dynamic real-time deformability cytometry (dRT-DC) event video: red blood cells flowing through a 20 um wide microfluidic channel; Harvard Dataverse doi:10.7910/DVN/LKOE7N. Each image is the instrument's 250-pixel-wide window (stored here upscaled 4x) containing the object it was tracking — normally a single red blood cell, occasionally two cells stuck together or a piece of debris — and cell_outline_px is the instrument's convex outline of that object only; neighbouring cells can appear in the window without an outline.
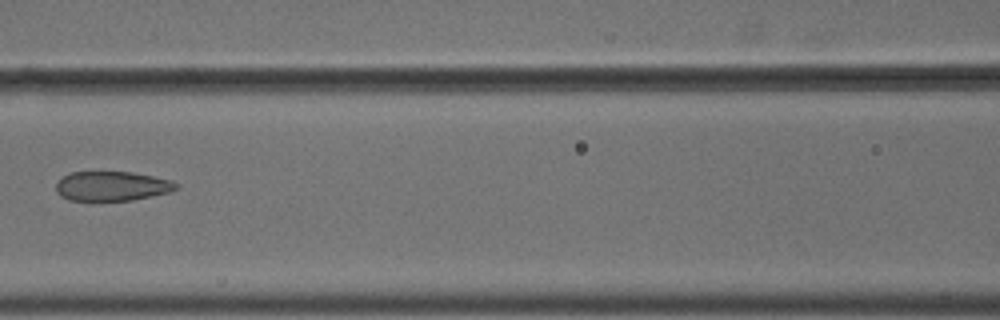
{"species": "common noctule bat (a hibernating species)", "species_latin": "Nyctalus noctula", "temperature_condition": "cold", "stored_images_in_passage": 7, "camera_frame_rate_fps": 3000, "um_per_image_px": 0.085, "animal": {"sex": "male", "body_mass_g": 18.8}, "frame": {"image": 1, "passage_image": 7, "time_ms": 2.0, "image_size_px": [1000, 320], "cell_outline_px": [[176, 188], [168, 192], [132, 200], [68, 200], [60, 196], [56, 192], [56, 180], [72, 172], [132, 172], [172, 180], [176, 184]], "centroid_in_image_um": [9.45, 15.81], "position_along_channel_um": 157.2, "area_um2": 20.46}}